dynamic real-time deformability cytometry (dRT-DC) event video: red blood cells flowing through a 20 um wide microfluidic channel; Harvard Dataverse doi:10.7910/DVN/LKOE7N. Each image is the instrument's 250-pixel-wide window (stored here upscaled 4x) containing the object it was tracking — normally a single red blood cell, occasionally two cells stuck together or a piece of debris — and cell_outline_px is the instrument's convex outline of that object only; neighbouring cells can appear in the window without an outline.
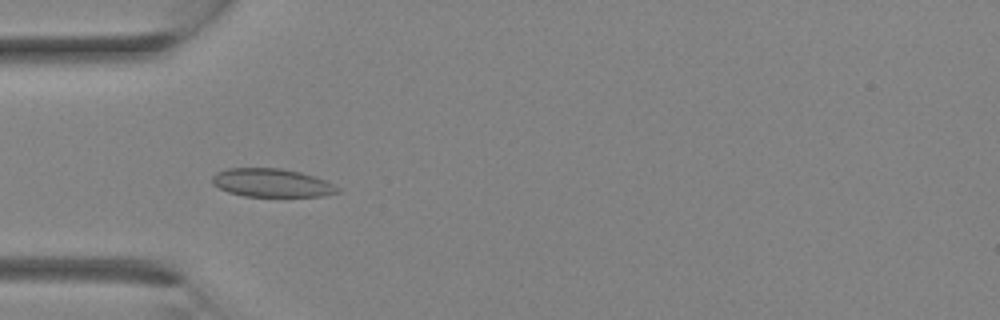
{"species": "Egyptian fruit bat (a non-hibernating species)", "species_latin": "Rousettus aegyptiacus", "temperature_condition": "room temperature", "stored_images_in_passage": 18, "camera_frame_rate_fps": 3000, "um_per_image_px": 0.085, "animal": {"sex": "female"}, "frame": {"image": 1, "passage_image": 9, "time_ms": 2.667, "image_size_px": [1000, 320], "cell_outline_px": [[340, 192], [320, 196], [244, 196], [228, 192], [212, 184], [212, 176], [216, 172], [228, 168], [280, 168], [300, 172], [324, 180], [340, 188]], "centroid_in_image_um": [23.06, 15.54], "position_along_channel_um": 61.9, "area_um2": 20.58}}
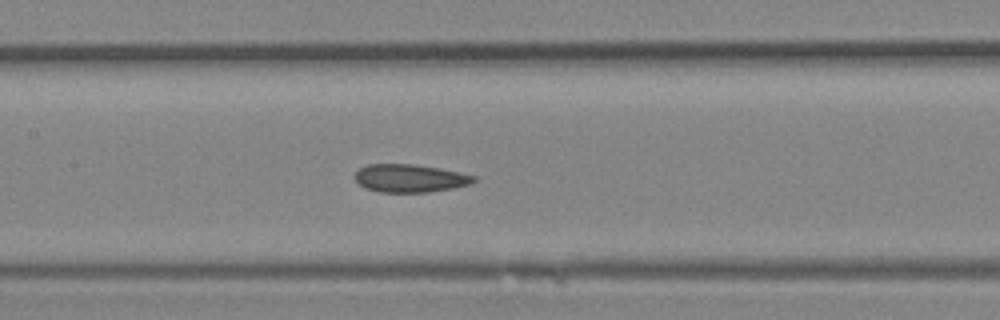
{"frame": {"image": 2, "passage_image": 14, "time_ms": 4.333, "image_size_px": [1000, 320], "cell_outline_px": [[476, 180], [472, 184], [452, 188], [428, 192], [380, 192], [364, 188], [356, 180], [356, 172], [360, 168], [368, 164], [412, 164], [440, 168], [460, 172], [476, 176]], "centroid_in_image_um": [34.87, 15.15], "position_along_channel_um": 172.5, "area_um2": 19.36}}
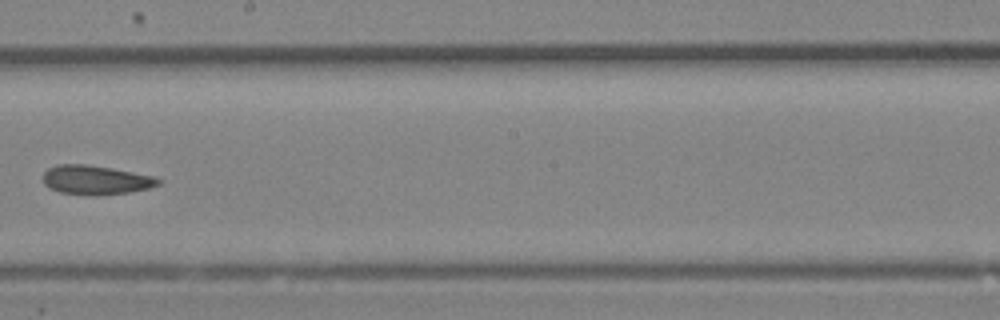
{"frame": {"image": 3, "passage_image": 17, "time_ms": 5.333, "image_size_px": [1000, 320], "cell_outline_px": [[160, 184], [148, 188], [128, 192], [88, 196], [60, 192], [44, 184], [44, 172], [48, 168], [56, 164], [88, 164], [112, 168], [152, 176], [160, 180]], "centroid_in_image_um": [8.1, 15.29], "position_along_channel_um": 240.1, "area_um2": 19.42}}